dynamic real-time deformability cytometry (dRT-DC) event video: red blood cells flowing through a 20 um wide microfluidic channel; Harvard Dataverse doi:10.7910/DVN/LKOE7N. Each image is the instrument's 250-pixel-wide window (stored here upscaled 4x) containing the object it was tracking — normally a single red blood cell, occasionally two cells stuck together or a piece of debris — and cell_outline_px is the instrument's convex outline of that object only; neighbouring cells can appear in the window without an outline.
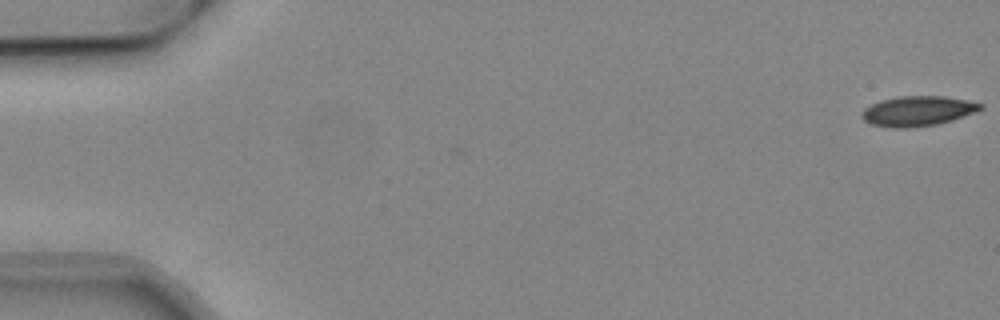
{"species": "common noctule bat (a hibernating species)", "species_latin": "Nyctalus noctula", "temperature_condition": "cold", "stored_images_in_passage": 7, "camera_frame_rate_fps": 3000, "um_per_image_px": 0.085, "animal": {"sex": "male", "body_mass_g": 19.2, "forearm_length_mm": 51.8}, "frame": {"image": 1, "passage_image": 1, "time_ms": 0.0, "image_size_px": [1000, 320], "cell_outline_px": [[984, 108], [976, 112], [952, 120], [936, 124], [908, 128], [892, 128], [872, 124], [864, 120], [860, 116], [860, 112], [864, 108], [880, 100], [900, 96], [944, 96], [984, 104]], "centroid_in_image_um": [77.99, 9.44], "position_along_channel_um": 7.0, "area_um2": 20.75}}